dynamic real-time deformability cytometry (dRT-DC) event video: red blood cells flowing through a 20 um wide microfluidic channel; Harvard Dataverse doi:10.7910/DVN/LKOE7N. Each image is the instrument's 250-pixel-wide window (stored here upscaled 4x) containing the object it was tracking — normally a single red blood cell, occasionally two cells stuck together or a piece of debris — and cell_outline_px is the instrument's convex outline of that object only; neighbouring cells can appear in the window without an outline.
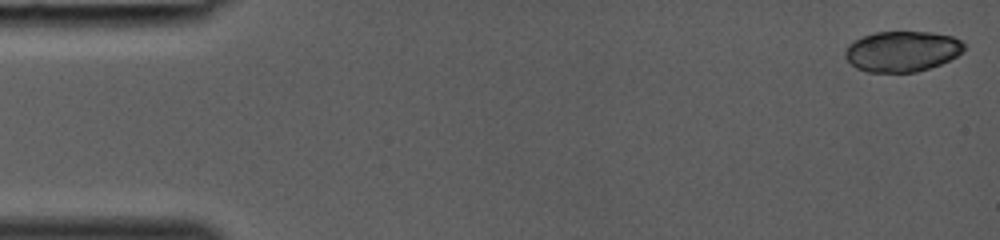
{"species": "common noctule bat (a hibernating species)", "species_latin": "Nyctalus noctula", "temperature_condition": "room temperature", "stored_images_in_passage": 7, "camera_frame_rate_fps": 3000, "um_per_image_px": 0.085, "animal": {"sex": "female", "body_mass_g": 19.0, "forearm_length_mm": 53.3}, "frame": {"image": 1, "passage_image": 1, "time_ms": 0.0, "image_size_px": [1000, 240], "cell_outline_px": [[968, 44], [956, 56], [940, 64], [916, 72], [868, 72], [856, 68], [844, 56], [844, 52], [848, 44], [852, 40], [876, 32], [932, 32], [952, 36]], "centroid_in_image_um": [76.66, 4.35], "position_along_channel_um": 8.3, "area_um2": 28.15}}